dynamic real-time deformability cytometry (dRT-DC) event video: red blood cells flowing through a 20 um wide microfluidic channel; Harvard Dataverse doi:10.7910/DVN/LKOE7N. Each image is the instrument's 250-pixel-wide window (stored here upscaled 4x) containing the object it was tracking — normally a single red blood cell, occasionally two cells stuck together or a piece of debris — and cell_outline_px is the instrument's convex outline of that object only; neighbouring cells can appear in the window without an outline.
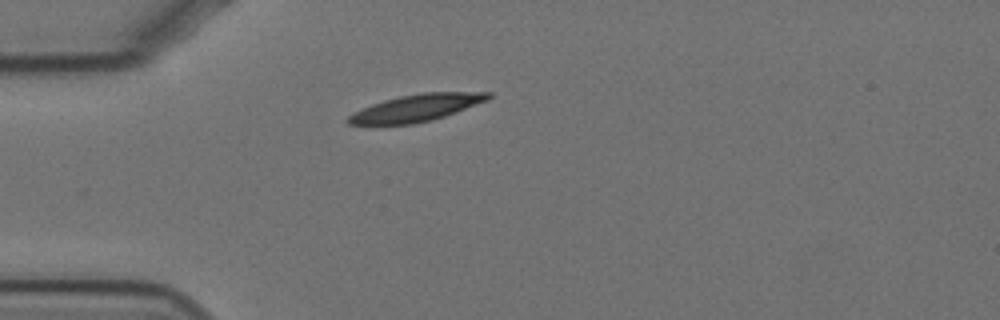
{"species": "Egyptian fruit bat (a non-hibernating species)", "species_latin": "Rousettus aegyptiacus", "temperature_condition": "cold", "stored_images_in_passage": 15, "camera_frame_rate_fps": 3000, "um_per_image_px": 0.085, "animal": {"sex": "female"}, "frame": {"image": 1, "passage_image": 1, "time_ms": 0.0, "image_size_px": [1000, 320], "cell_outline_px": [[492, 96], [488, 100], [456, 112], [432, 120], [412, 124], [348, 124], [344, 120], [352, 112], [372, 104], [384, 100], [400, 96], [420, 92], [492, 92]], "centroid_in_image_um": [35.39, 9.16], "position_along_channel_um": 49.6, "area_um2": 22.02}}
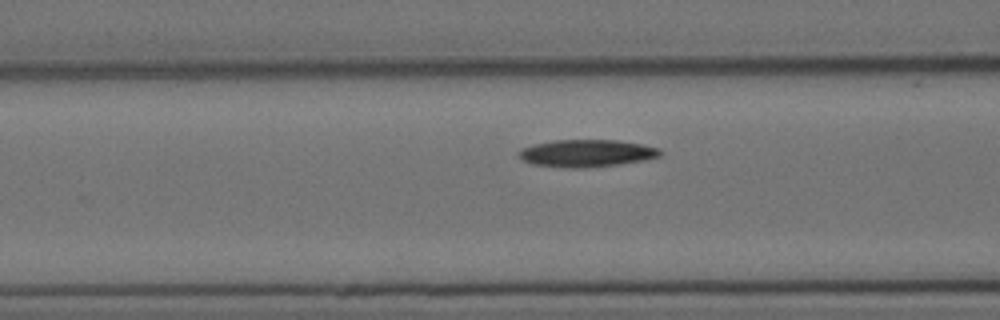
{"frame": {"image": 2, "passage_image": 8, "time_ms": 2.333, "image_size_px": [1000, 320], "cell_outline_px": [[664, 152], [660, 156], [644, 160], [620, 164], [584, 168], [572, 168], [532, 164], [524, 160], [520, 156], [520, 148], [552, 140], [616, 140], [640, 144], [660, 148]], "centroid_in_image_um": [49.91, 13.02], "position_along_channel_um": 116.7, "area_um2": 22.37}}
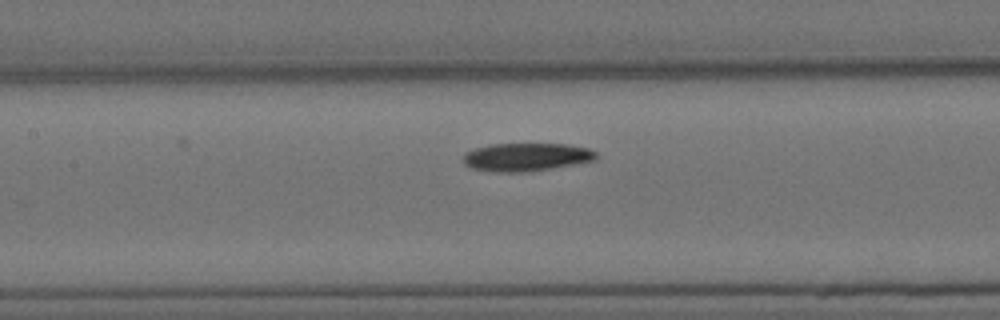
{"frame": {"image": 3, "passage_image": 12, "time_ms": 3.667, "image_size_px": [1000, 320], "cell_outline_px": [[600, 156], [596, 160], [552, 168], [528, 172], [496, 172], [472, 168], [464, 164], [464, 152], [476, 148], [492, 144], [568, 144], [588, 148], [596, 152]], "centroid_in_image_um": [44.77, 13.35], "position_along_channel_um": 162.6, "area_um2": 21.85}}